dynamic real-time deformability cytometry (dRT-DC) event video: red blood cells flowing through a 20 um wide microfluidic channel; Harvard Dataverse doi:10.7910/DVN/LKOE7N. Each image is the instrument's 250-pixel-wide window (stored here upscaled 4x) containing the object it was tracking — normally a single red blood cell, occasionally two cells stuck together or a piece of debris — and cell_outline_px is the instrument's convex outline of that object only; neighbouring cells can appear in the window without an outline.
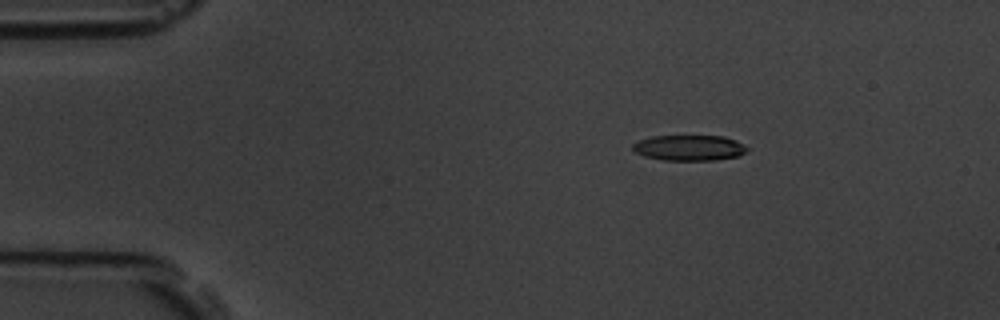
{"species": "common noctule bat (a hibernating species)", "species_latin": "Nyctalus noctula", "temperature_condition": "room temperature", "stored_images_in_passage": 5, "camera_frame_rate_fps": 3000, "um_per_image_px": 0.085, "animal": {"sex": "male", "body_mass_g": 19.5, "forearm_length_mm": 54.6}, "frame": {"image": 1, "passage_image": 3, "time_ms": 2.333, "image_size_px": [1000, 320], "cell_outline_px": [[748, 148], [740, 156], [716, 160], [664, 160], [644, 156], [636, 152], [632, 148], [632, 144], [640, 140], [652, 136], [724, 136], [736, 140], [744, 144]], "centroid_in_image_um": [58.61, 12.56], "position_along_channel_um": 26.4, "area_um2": 17.05}}